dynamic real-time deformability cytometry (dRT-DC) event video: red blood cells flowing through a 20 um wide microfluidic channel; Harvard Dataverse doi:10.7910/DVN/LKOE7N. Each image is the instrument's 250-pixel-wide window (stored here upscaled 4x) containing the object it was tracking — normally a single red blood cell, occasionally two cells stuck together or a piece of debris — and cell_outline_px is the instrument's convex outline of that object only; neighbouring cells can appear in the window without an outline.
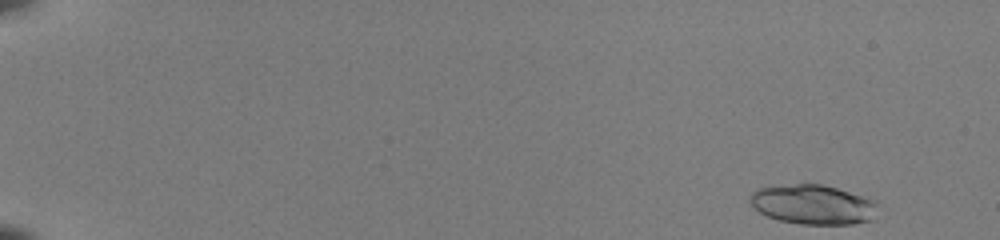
{"species": "common noctule bat (a hibernating species)", "species_latin": "Nyctalus noctula", "temperature_condition": "room temperature", "stored_images_in_passage": 48, "camera_frame_rate_fps": 3000, "um_per_image_px": 0.085, "animal": {"sex": "female", "body_mass_g": 22.0, "forearm_length_mm": 56.7}, "frame": {"image": 1, "passage_image": 1, "time_ms": 0.0, "image_size_px": [1000, 240], "cell_outline_px": [[876, 204], [872, 220], [852, 224], [800, 224], [780, 220], [768, 216], [752, 208], [748, 200], [752, 192], [756, 188], [796, 184], [820, 184], [836, 188], [876, 200]], "centroid_in_image_um": [69.06, 17.38], "position_along_channel_um": 15.9, "area_um2": 29.36}}
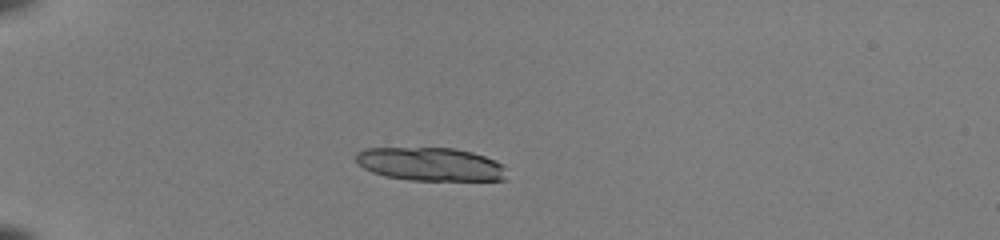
{"frame": {"image": 2, "passage_image": 13, "time_ms": 4.0, "image_size_px": [1000, 240], "cell_outline_px": [[504, 180], [408, 180], [384, 176], [372, 172], [364, 168], [356, 160], [356, 152], [364, 148], [456, 148], [472, 152], [496, 160], [504, 164]], "centroid_in_image_um": [36.57, 13.95], "position_along_channel_um": 48.4, "area_um2": 29.3}}
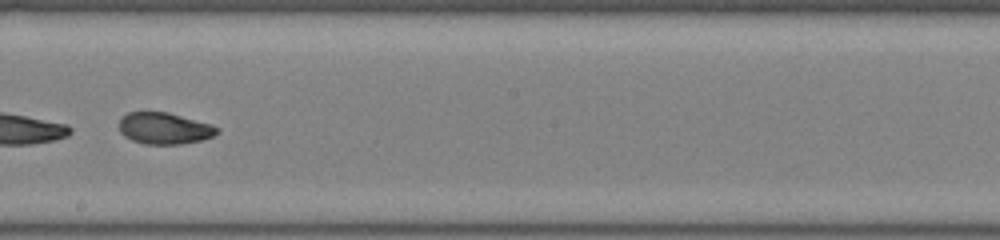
{"frame": {"image": 3, "passage_image": 30, "time_ms": 9.667, "image_size_px": [1000, 240], "cell_outline_px": [[220, 132], [212, 136], [200, 140], [180, 144], [144, 144], [132, 140], [124, 136], [120, 132], [120, 120], [128, 112], [168, 112], [212, 124], [220, 128]], "centroid_in_image_um": [13.99, 10.91], "position_along_channel_um": 234.2, "area_um2": 17.98}, "authors_computed_cell_mechanics": {"area_um2": 27.8885, "velocity_mm_per_s": 4.0889, "shape_relaxation_time_tau1_ms": 3.664, "shape_relaxation_time_tau2_ms": 2.1344, "deformation_change_tau1": 0.1587, "deformation_change_tau2": 0.063}}